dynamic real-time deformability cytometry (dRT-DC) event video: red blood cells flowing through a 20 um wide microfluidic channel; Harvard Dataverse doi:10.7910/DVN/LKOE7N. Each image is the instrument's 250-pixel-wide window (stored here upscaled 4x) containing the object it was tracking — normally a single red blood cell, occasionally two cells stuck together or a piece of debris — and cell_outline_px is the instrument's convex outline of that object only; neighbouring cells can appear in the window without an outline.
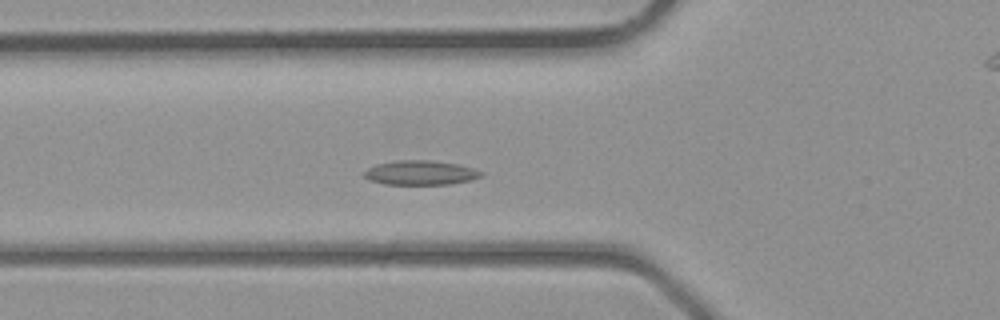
{"species": "common noctule bat (a hibernating species)", "species_latin": "Nyctalus noctula", "temperature_condition": "room temperature", "stored_images_in_passage": 30, "camera_frame_rate_fps": 3000, "um_per_image_px": 0.085, "animal": {"sex": "male", "body_mass_g": 23.1, "forearm_length_mm": 52.7}, "frame": {"image": 1, "passage_image": 3, "time_ms": 0.667, "image_size_px": [1000, 320], "cell_outline_px": [[484, 176], [468, 180], [448, 184], [384, 184], [368, 180], [364, 176], [364, 172], [368, 168], [376, 164], [396, 160], [428, 160], [456, 164], [472, 168], [484, 172]], "centroid_in_image_um": [35.71, 14.68], "position_along_channel_um": 90.1, "area_um2": 16.53}}
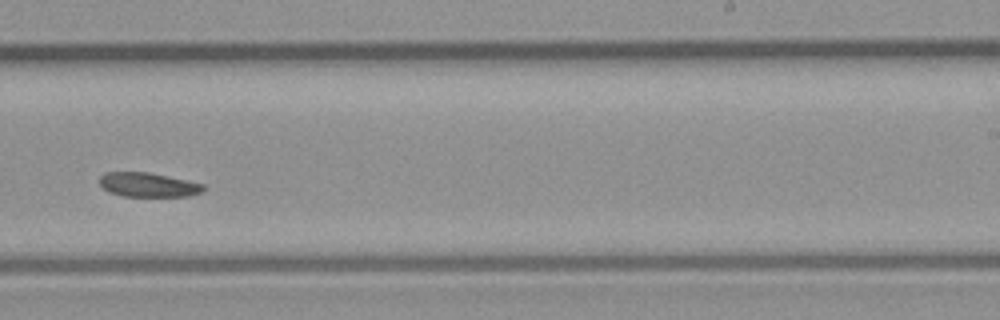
{"frame": {"image": 2, "passage_image": 14, "time_ms": 4.333, "image_size_px": [1000, 320], "cell_outline_px": [[204, 188], [200, 192], [188, 196], [124, 196], [112, 192], [104, 188], [100, 184], [100, 176], [104, 172], [148, 172], [168, 176], [204, 184]], "centroid_in_image_um": [12.58, 15.69], "position_along_channel_um": 276.4, "area_um2": 14.45}}
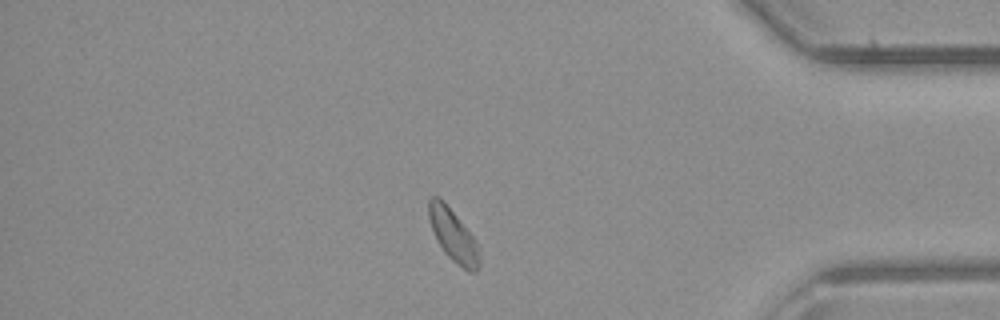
{"frame": {"image": 3, "passage_image": 23, "time_ms": 7.333, "image_size_px": [1000, 320], "cell_outline_px": [[480, 264], [476, 272], [468, 272], [452, 260], [444, 252], [428, 220], [428, 200], [432, 196], [440, 196], [444, 200], [472, 236], [480, 248]], "centroid_in_image_um": [38.53, 20.0], "position_along_channel_um": 396.7, "area_um2": 15.43}}